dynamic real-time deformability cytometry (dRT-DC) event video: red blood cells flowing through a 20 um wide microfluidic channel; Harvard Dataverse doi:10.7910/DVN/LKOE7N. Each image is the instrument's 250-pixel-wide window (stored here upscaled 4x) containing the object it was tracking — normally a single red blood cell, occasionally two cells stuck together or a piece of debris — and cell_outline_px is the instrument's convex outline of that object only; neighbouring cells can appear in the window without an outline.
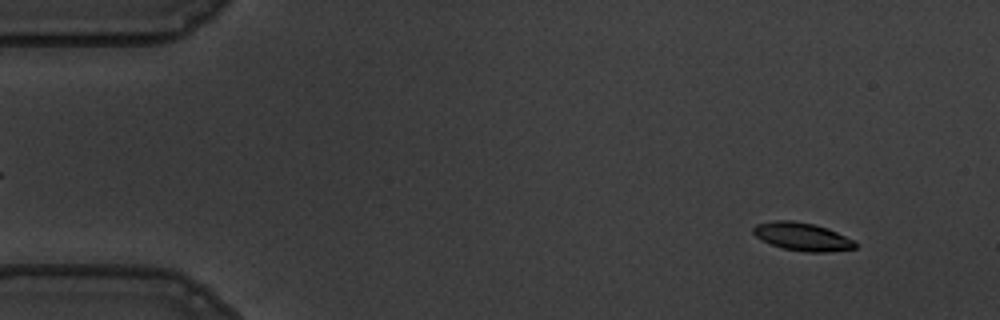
{"species": "common noctule bat (a hibernating species)", "species_latin": "Nyctalus noctula", "temperature_condition": "warm", "stored_images_in_passage": 56, "camera_frame_rate_fps": 3000, "um_per_image_px": 0.085, "animal": {"sex": "male", "body_mass_g": 19.5, "forearm_length_mm": 54.6}, "frame": {"image": 1, "passage_image": 5, "time_ms": 1.333, "image_size_px": [1000, 320], "cell_outline_px": [[856, 248], [824, 252], [808, 252], [784, 248], [772, 244], [756, 236], [752, 232], [752, 228], [756, 224], [776, 220], [792, 220], [812, 224], [828, 228], [856, 240]], "centroid_in_image_um": [68.22, 20.1], "position_along_channel_um": 16.8, "area_um2": 16.53}}
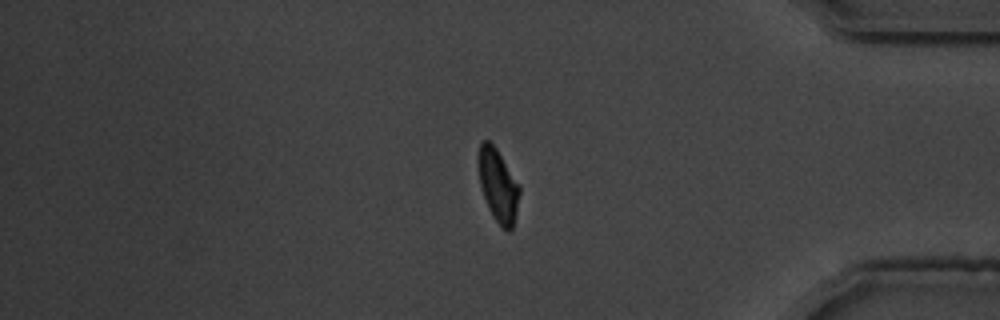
{"frame": {"image": 2, "passage_image": 47, "time_ms": 15.333, "image_size_px": [1000, 320], "cell_outline_px": [[520, 192], [516, 212], [512, 228], [508, 232], [492, 216], [488, 208], [480, 184], [480, 144], [484, 140], [488, 140], [496, 148], [520, 184]], "centroid_in_image_um": [42.38, 15.78], "position_along_channel_um": 392.8, "area_um2": 16.94}}
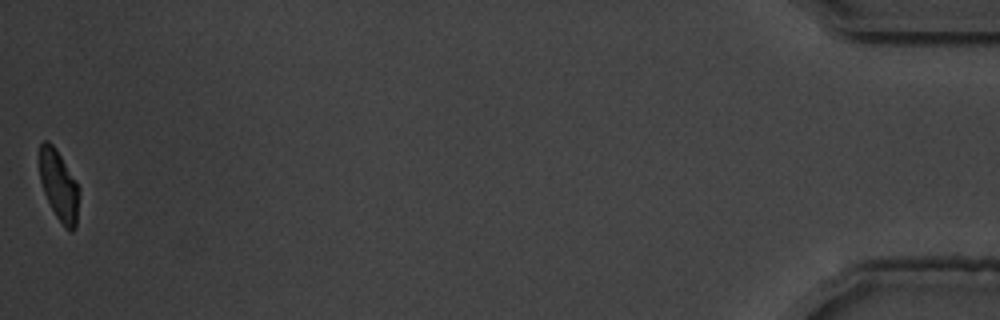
{"frame": {"image": 3, "passage_image": 56, "time_ms": 18.333, "image_size_px": [1000, 320], "cell_outline_px": [[80, 192], [76, 228], [72, 232], [68, 232], [64, 228], [56, 216], [44, 192], [40, 180], [40, 144], [44, 140], [48, 140], [56, 148], [76, 180], [80, 188]], "centroid_in_image_um": [5.04, 15.81], "position_along_channel_um": 430.2, "area_um2": 16.47}, "authors_computed_cell_mechanics": {"area_um2": 17.5712, "velocity_mm_per_s": 3.5941, "shape_relaxation_time_tau1_ms": 2.6805, "shape_relaxation_time_tau2_ms": 3.1475, "deformation_change_tau1": 0.1545, "deformation_change_tau2": 0.0712}}